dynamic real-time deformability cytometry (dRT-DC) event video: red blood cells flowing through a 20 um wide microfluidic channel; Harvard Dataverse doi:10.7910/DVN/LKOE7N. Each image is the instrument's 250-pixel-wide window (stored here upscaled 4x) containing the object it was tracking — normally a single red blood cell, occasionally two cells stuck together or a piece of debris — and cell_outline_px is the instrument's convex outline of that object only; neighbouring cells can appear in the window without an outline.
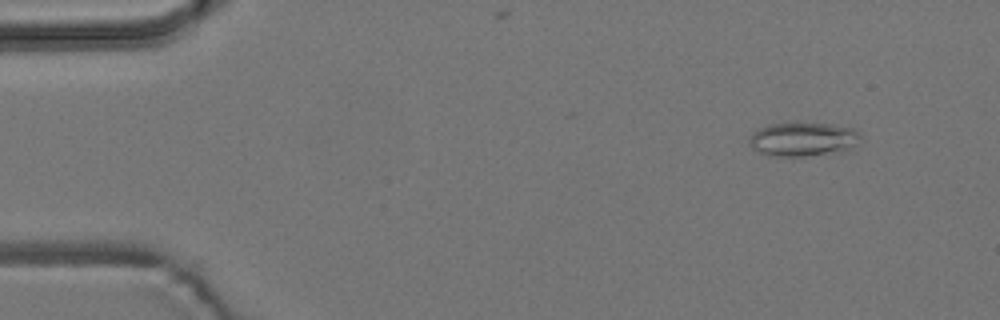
{"species": "common noctule bat (a hibernating species)", "species_latin": "Nyctalus noctula", "temperature_condition": "room temperature", "stored_images_in_passage": 7, "camera_frame_rate_fps": 3000, "um_per_image_px": 0.085, "animal": {"sex": "male", "body_mass_g": 19.2, "forearm_length_mm": 51.8}, "frame": {"image": 1, "passage_image": 2, "time_ms": 1.333, "image_size_px": [1000, 320], "cell_outline_px": [[860, 136], [848, 152], [804, 156], [768, 156], [752, 148], [748, 144], [748, 140], [752, 132], [768, 124], [796, 120], [832, 124], [856, 128], [860, 132]], "centroid_in_image_um": [68.25, 11.8], "position_along_channel_um": 16.7, "area_um2": 23.06}}
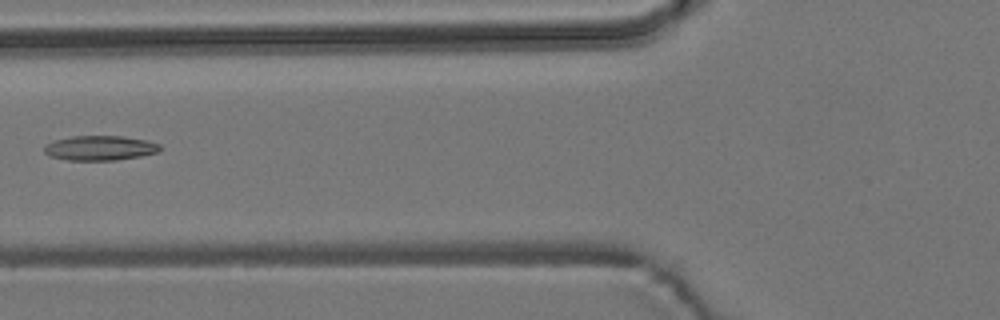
{"frame": {"image": 2, "passage_image": 6, "time_ms": 6.667, "image_size_px": [1000, 320], "cell_outline_px": [[164, 148], [156, 152], [140, 156], [116, 160], [68, 160], [48, 156], [44, 152], [44, 148], [48, 144], [56, 140], [72, 136], [124, 136], [144, 140], [160, 144]], "centroid_in_image_um": [8.51, 12.58], "position_along_channel_um": 117.3, "area_um2": 16.59}}
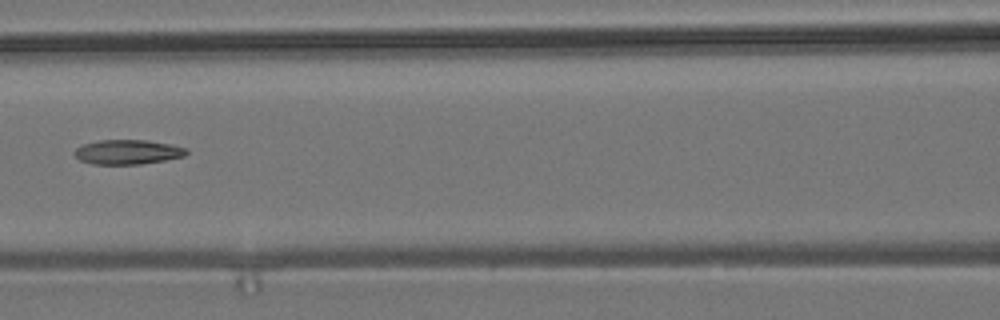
{"frame": {"image": 3, "passage_image": 7, "time_ms": 7.667, "image_size_px": [1000, 320], "cell_outline_px": [[188, 152], [184, 156], [164, 160], [140, 164], [92, 164], [80, 160], [72, 152], [76, 148], [84, 144], [100, 140], [148, 140], [188, 148]], "centroid_in_image_um": [10.84, 12.92], "position_along_channel_um": 155.8, "area_um2": 15.95}}